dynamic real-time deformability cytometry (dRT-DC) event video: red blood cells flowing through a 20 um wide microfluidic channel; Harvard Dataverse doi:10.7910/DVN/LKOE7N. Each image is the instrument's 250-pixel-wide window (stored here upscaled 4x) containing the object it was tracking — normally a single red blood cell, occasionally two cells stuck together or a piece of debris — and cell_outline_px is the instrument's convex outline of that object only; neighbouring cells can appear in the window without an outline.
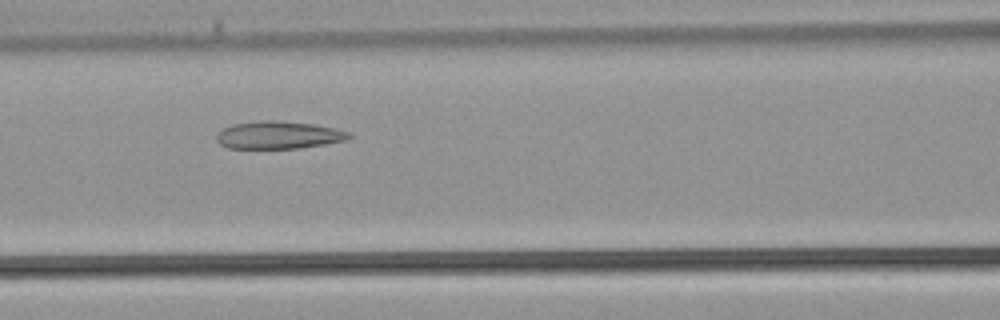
{"species": "common noctule bat (a hibernating species)", "species_latin": "Nyctalus noctula", "temperature_condition": "warm", "stored_images_in_passage": 34, "camera_frame_rate_fps": 3000, "um_per_image_px": 0.085, "animal": {"sex": "male", "body_mass_g": 21.5, "forearm_length_mm": 52.0}, "frame": {"image": 1, "passage_image": 12, "time_ms": 3.667, "image_size_px": [1000, 320], "cell_outline_px": [[352, 136], [348, 140], [300, 148], [228, 148], [220, 144], [216, 140], [216, 136], [224, 128], [232, 124], [260, 120], [276, 120], [312, 124], [332, 128], [348, 132]], "centroid_in_image_um": [23.66, 11.48], "position_along_channel_um": 142.9, "area_um2": 21.15}}
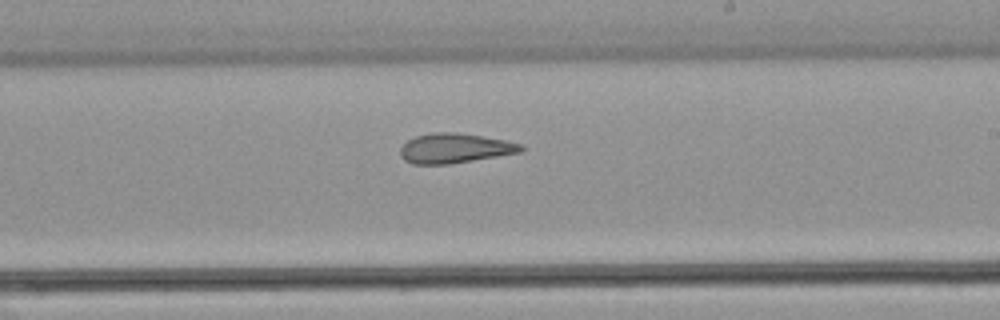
{"frame": {"image": 2, "passage_image": 18, "time_ms": 5.667, "image_size_px": [1000, 320], "cell_outline_px": [[524, 152], [448, 164], [412, 164], [404, 160], [400, 156], [400, 148], [408, 140], [416, 136], [432, 132], [456, 132], [504, 140], [520, 144], [524, 148]], "centroid_in_image_um": [38.64, 12.6], "position_along_channel_um": 250.4, "area_um2": 20.87}}
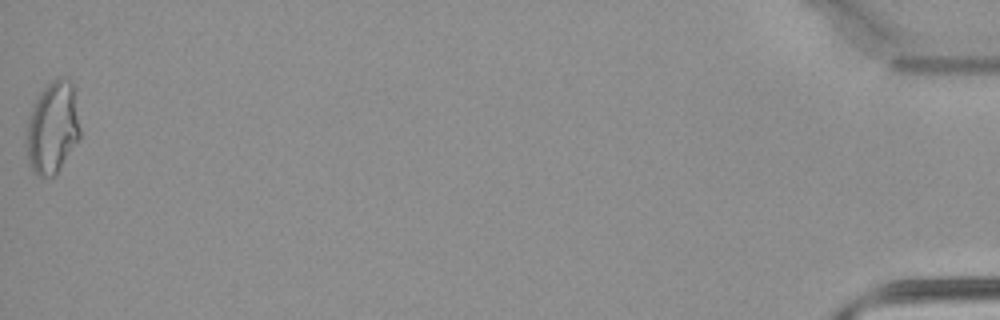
{"frame": {"image": 3, "passage_image": 34, "time_ms": 11.0, "image_size_px": [1000, 320], "cell_outline_px": [[80, 136], [56, 176], [36, 176], [32, 168], [28, 156], [28, 120], [32, 108], [40, 92], [52, 80], [60, 76], [68, 76], [72, 80], [80, 128]], "centroid_in_image_um": [4.5, 10.82], "position_along_channel_um": 430.7, "area_um2": 28.44}}